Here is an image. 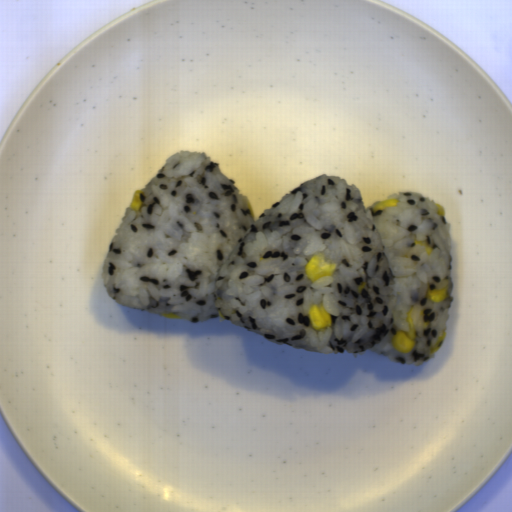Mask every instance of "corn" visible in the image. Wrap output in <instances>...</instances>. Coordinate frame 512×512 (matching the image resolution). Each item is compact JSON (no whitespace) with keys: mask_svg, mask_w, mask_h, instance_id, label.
<instances>
[{"mask_svg":"<svg viewBox=\"0 0 512 512\" xmlns=\"http://www.w3.org/2000/svg\"><path fill=\"white\" fill-rule=\"evenodd\" d=\"M140 193H143V190L138 189L133 194L132 200L129 204V208H135L136 210H141L143 203L140 199Z\"/></svg>","mask_w":512,"mask_h":512,"instance_id":"79e197a2","label":"corn"},{"mask_svg":"<svg viewBox=\"0 0 512 512\" xmlns=\"http://www.w3.org/2000/svg\"><path fill=\"white\" fill-rule=\"evenodd\" d=\"M161 316H163L164 318H171V319H181L180 316L174 314V313H163V314H160Z\"/></svg>","mask_w":512,"mask_h":512,"instance_id":"a0e27810","label":"corn"},{"mask_svg":"<svg viewBox=\"0 0 512 512\" xmlns=\"http://www.w3.org/2000/svg\"><path fill=\"white\" fill-rule=\"evenodd\" d=\"M399 201H400V199H398L396 197L388 198L383 201H379L372 208L375 213L377 210H383L386 207H396V205L399 203Z\"/></svg>","mask_w":512,"mask_h":512,"instance_id":"2b8c4276","label":"corn"},{"mask_svg":"<svg viewBox=\"0 0 512 512\" xmlns=\"http://www.w3.org/2000/svg\"><path fill=\"white\" fill-rule=\"evenodd\" d=\"M307 316L316 331L326 326H332V314L324 308L323 303H315L310 306Z\"/></svg>","mask_w":512,"mask_h":512,"instance_id":"5cfa1b94","label":"corn"},{"mask_svg":"<svg viewBox=\"0 0 512 512\" xmlns=\"http://www.w3.org/2000/svg\"><path fill=\"white\" fill-rule=\"evenodd\" d=\"M435 207H436L439 215L446 216L445 207L443 205L435 203Z\"/></svg>","mask_w":512,"mask_h":512,"instance_id":"42891da5","label":"corn"},{"mask_svg":"<svg viewBox=\"0 0 512 512\" xmlns=\"http://www.w3.org/2000/svg\"><path fill=\"white\" fill-rule=\"evenodd\" d=\"M415 244H416V245H421V246H423V247H424V249H425V251H426L427 256H428L429 254H431V252H432V248H431V246H430L428 243H426L424 240H415Z\"/></svg>","mask_w":512,"mask_h":512,"instance_id":"6a14855c","label":"corn"},{"mask_svg":"<svg viewBox=\"0 0 512 512\" xmlns=\"http://www.w3.org/2000/svg\"><path fill=\"white\" fill-rule=\"evenodd\" d=\"M448 295V291L446 288H434V289H428L427 296L430 300L433 302H440L446 299Z\"/></svg>","mask_w":512,"mask_h":512,"instance_id":"cfcad685","label":"corn"},{"mask_svg":"<svg viewBox=\"0 0 512 512\" xmlns=\"http://www.w3.org/2000/svg\"><path fill=\"white\" fill-rule=\"evenodd\" d=\"M406 321L409 331H397L392 339V345L401 353H409L413 350L416 344L415 329L412 322L411 307L407 312Z\"/></svg>","mask_w":512,"mask_h":512,"instance_id":"f1292c28","label":"corn"},{"mask_svg":"<svg viewBox=\"0 0 512 512\" xmlns=\"http://www.w3.org/2000/svg\"><path fill=\"white\" fill-rule=\"evenodd\" d=\"M446 334L447 332L446 331H442L441 334L439 335V337L437 338V340L435 341L434 345L432 346L430 352L432 354H435L438 352L439 348V344L444 340V338L446 337Z\"/></svg>","mask_w":512,"mask_h":512,"instance_id":"30e3d8cc","label":"corn"},{"mask_svg":"<svg viewBox=\"0 0 512 512\" xmlns=\"http://www.w3.org/2000/svg\"><path fill=\"white\" fill-rule=\"evenodd\" d=\"M335 268V262L327 260L326 256L321 252L316 253L306 264L304 274L313 283L317 282L319 278L333 274Z\"/></svg>","mask_w":512,"mask_h":512,"instance_id":"51d56268","label":"corn"}]
</instances>
